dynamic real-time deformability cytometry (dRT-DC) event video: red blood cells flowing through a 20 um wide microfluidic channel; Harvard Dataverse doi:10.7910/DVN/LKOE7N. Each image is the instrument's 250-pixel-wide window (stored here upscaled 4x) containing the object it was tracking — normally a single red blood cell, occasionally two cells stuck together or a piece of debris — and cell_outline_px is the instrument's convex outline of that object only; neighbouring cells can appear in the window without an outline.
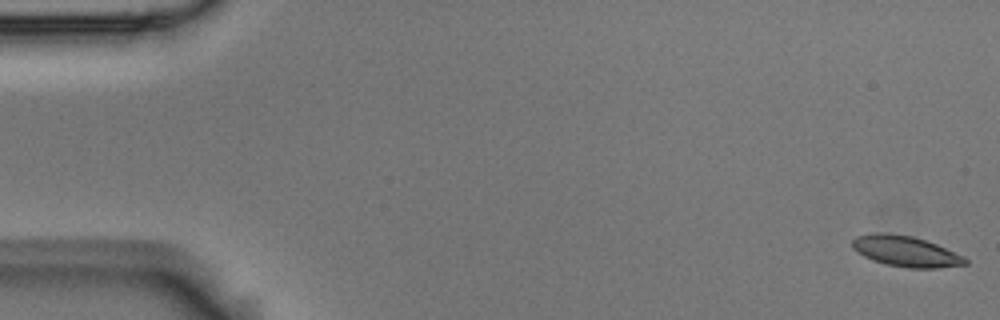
{"species": "Egyptian fruit bat (a non-hibernating species)", "species_latin": "Rousettus aegyptiacus", "temperature_condition": "room temperature", "stored_images_in_passage": 4, "camera_frame_rate_fps": 3000, "um_per_image_px": 0.085, "animal": {"sex": "male"}, "frame": {"image": 1, "passage_image": 1, "time_ms": 0.0, "image_size_px": [1000, 320], "cell_outline_px": [[968, 264], [940, 268], [908, 268], [888, 264], [872, 260], [864, 256], [852, 248], [852, 240], [856, 236], [876, 232], [884, 232], [912, 236], [936, 244], [964, 256], [968, 260]], "centroid_in_image_um": [76.99, 21.36], "position_along_channel_um": 8.0, "area_um2": 20.17}}
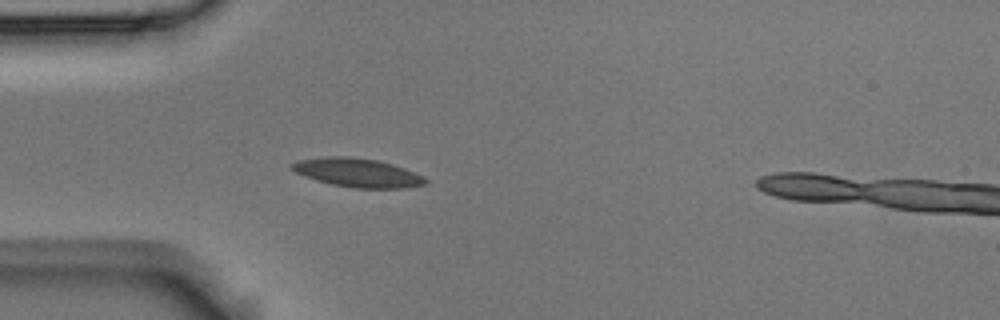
{"frame": {"image": 2, "passage_image": 4, "time_ms": 1.0, "image_size_px": [1000, 320], "cell_outline_px": [[428, 180], [424, 184], [404, 188], [352, 188], [332, 184], [316, 180], [304, 176], [296, 172], [288, 164], [296, 160], [324, 156], [348, 156], [376, 160], [392, 164], [404, 168], [424, 176]], "centroid_in_image_um": [30.35, 14.67], "position_along_channel_um": 54.6, "area_um2": 22.43}}